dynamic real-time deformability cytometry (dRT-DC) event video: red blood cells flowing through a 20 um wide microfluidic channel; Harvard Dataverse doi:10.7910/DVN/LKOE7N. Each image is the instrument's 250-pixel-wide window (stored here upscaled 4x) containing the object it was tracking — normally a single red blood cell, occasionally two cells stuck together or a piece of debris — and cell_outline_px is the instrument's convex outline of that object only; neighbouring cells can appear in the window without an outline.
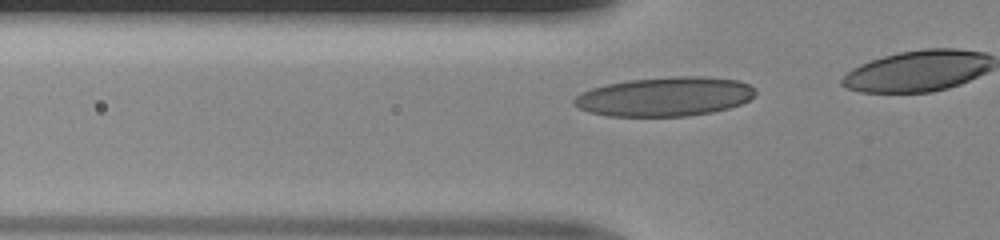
{"species": "human", "species_latin": "Homo sapiens", "temperature_condition": "room temperature", "stored_images_in_passage": 13, "camera_frame_rate_fps": 3000, "um_per_image_px": 0.085, "donor": {"sex": "male"}, "frame": {"image": 1, "passage_image": 8, "time_ms": 2.333, "image_size_px": [1000, 240], "cell_outline_px": [[756, 96], [740, 104], [728, 108], [712, 112], [688, 116], [608, 116], [588, 112], [572, 104], [572, 100], [580, 92], [592, 88], [608, 84], [628, 80], [672, 76], [700, 76], [736, 80], [748, 84], [756, 88]], "centroid_in_image_um": [56.5, 8.21], "position_along_channel_um": 69.3, "area_um2": 41.56}}